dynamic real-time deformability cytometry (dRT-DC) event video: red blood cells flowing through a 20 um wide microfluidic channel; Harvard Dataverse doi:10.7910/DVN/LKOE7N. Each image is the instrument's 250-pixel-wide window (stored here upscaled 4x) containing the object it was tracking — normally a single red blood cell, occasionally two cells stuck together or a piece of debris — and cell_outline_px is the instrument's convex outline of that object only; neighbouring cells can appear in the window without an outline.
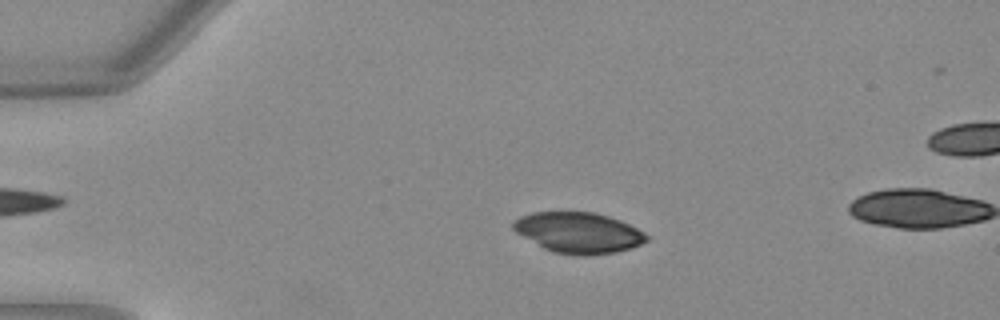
{"species": "Egyptian fruit bat (a non-hibernating species)", "species_latin": "Rousettus aegyptiacus", "temperature_condition": "warm", "stored_images_in_passage": 50, "camera_frame_rate_fps": 3000, "um_per_image_px": 0.085, "animal": {"sex": "female"}, "frame": {"image": 1, "passage_image": 11, "time_ms": 3.333, "image_size_px": [1000, 320], "cell_outline_px": [[648, 240], [632, 248], [616, 252], [588, 256], [576, 256], [552, 252], [544, 248], [516, 232], [512, 228], [512, 220], [520, 216], [532, 212], [596, 212], [620, 220], [644, 232], [648, 236]], "centroid_in_image_um": [49.16, 19.78], "position_along_channel_um": 35.8, "area_um2": 31.79}}
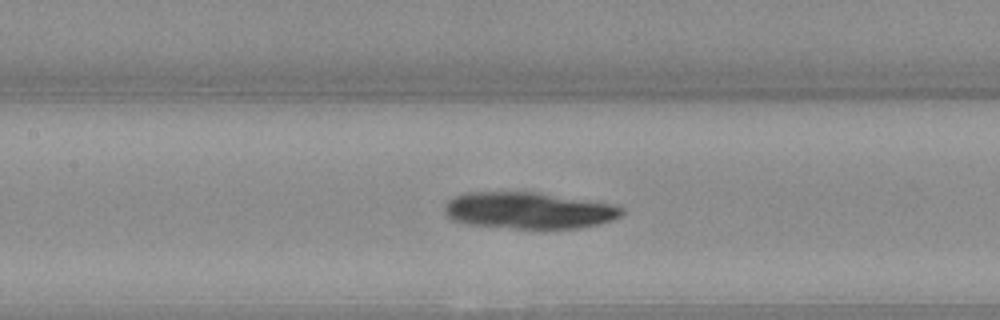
{"frame": {"image": 2, "passage_image": 24, "time_ms": 7.667, "image_size_px": [1000, 320], "cell_outline_px": [[624, 212], [620, 216], [612, 220], [600, 224], [580, 228], [516, 228], [464, 224], [452, 220], [444, 212], [444, 208], [448, 200], [456, 196], [468, 192], [532, 192], [612, 204], [624, 208]], "centroid_in_image_um": [44.92, 17.9], "position_along_channel_um": 162.5, "area_um2": 37.51}}
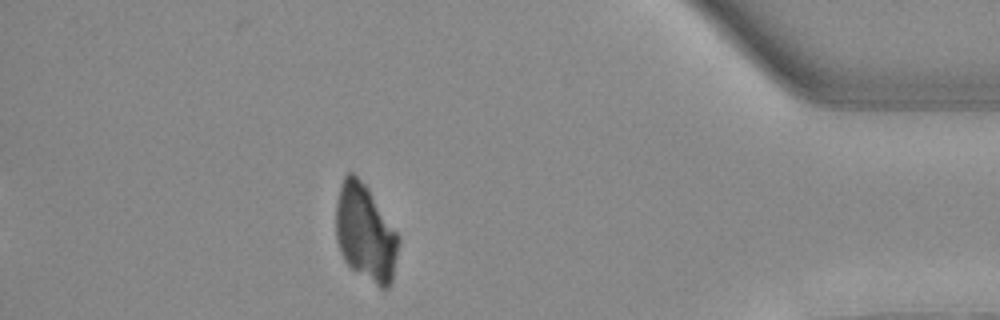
{"frame": {"image": 3, "passage_image": 45, "time_ms": 14.667, "image_size_px": [1000, 320], "cell_outline_px": [[400, 244], [392, 280], [388, 288], [380, 288], [352, 268], [344, 260], [340, 252], [336, 240], [336, 204], [340, 188], [344, 176], [348, 172], [352, 172], [368, 188], [400, 236]], "centroid_in_image_um": [31.07, 19.81], "position_along_channel_um": 404.1, "area_um2": 35.26}}